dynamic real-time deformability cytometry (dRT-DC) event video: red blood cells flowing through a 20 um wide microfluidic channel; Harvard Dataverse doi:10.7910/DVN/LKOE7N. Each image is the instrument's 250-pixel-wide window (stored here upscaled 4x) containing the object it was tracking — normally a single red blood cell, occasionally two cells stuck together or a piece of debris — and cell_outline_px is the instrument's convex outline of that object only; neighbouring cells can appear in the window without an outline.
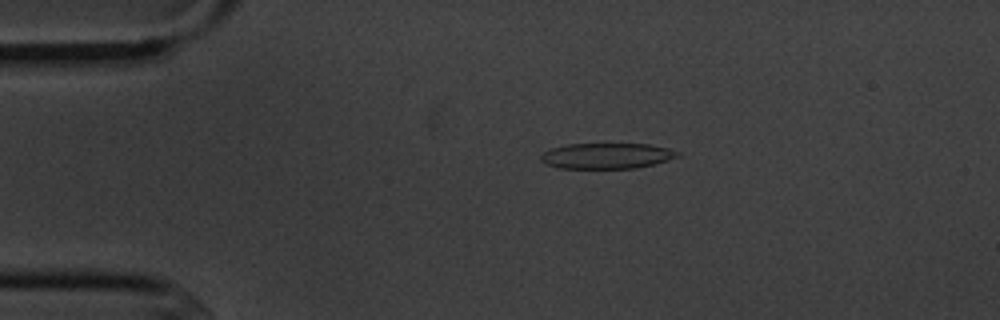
{"species": "common noctule bat (a hibernating species)", "species_latin": "Nyctalus noctula", "temperature_condition": "cold", "stored_images_in_passage": 5, "camera_frame_rate_fps": 3000, "um_per_image_px": 0.085, "animal": {"sex": "male", "body_mass_g": 20.1, "forearm_length_mm": 53.5}, "frame": {"image": 1, "passage_image": 3, "time_ms": 2.333, "image_size_px": [1000, 320], "cell_outline_px": [[680, 156], [668, 160], [636, 168], [560, 168], [544, 164], [540, 160], [540, 156], [544, 152], [552, 148], [568, 144], [648, 144], [668, 148], [680, 152]], "centroid_in_image_um": [51.56, 13.25], "position_along_channel_um": 33.4, "area_um2": 20.4}}